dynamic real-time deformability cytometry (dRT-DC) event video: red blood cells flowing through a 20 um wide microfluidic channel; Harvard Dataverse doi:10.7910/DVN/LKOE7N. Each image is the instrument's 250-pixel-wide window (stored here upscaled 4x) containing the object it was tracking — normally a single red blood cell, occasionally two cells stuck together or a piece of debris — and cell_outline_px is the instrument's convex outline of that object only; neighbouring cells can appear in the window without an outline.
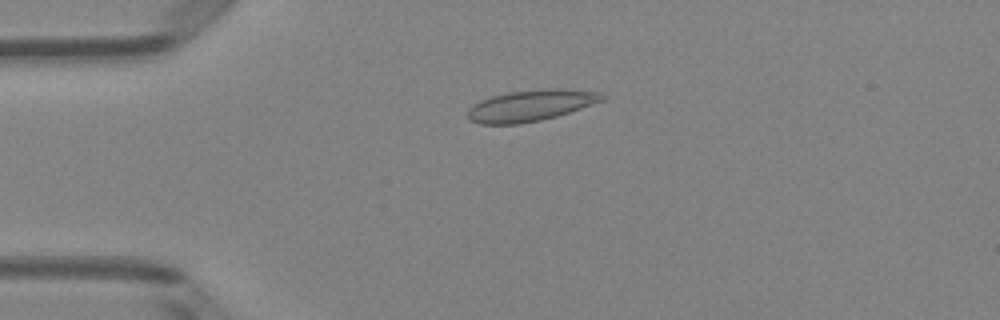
{"species": "Egyptian fruit bat (a non-hibernating species)", "species_latin": "Rousettus aegyptiacus", "temperature_condition": "room temperature", "stored_images_in_passage": 50, "camera_frame_rate_fps": 3000, "um_per_image_px": 0.085, "animal": {"sex": "female"}, "frame": {"image": 1, "passage_image": 12, "time_ms": 3.667, "image_size_px": [1000, 320], "cell_outline_px": [[604, 100], [556, 116], [540, 120], [520, 124], [480, 124], [468, 120], [468, 108], [480, 100], [492, 96], [508, 92], [544, 88], [560, 88], [600, 92], [604, 96]], "centroid_in_image_um": [45.07, 8.96], "position_along_channel_um": 39.9, "area_um2": 24.45}}
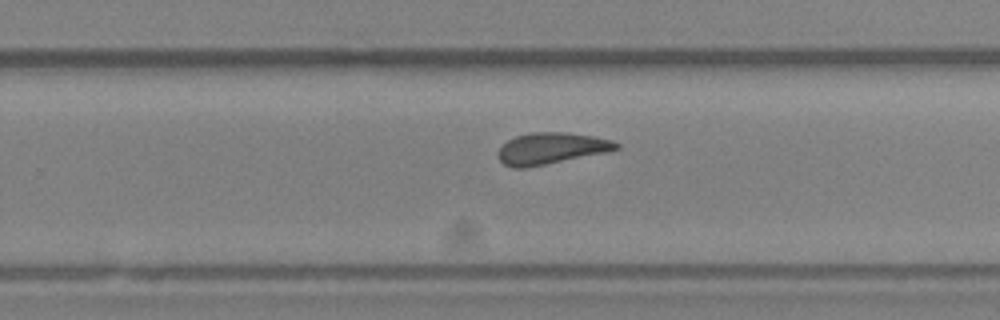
{"frame": {"image": 2, "passage_image": 32, "time_ms": 10.333, "image_size_px": [1000, 320], "cell_outline_px": [[620, 148], [608, 152], [528, 168], [512, 168], [504, 164], [496, 156], [496, 152], [508, 140], [516, 136], [532, 132], [568, 132], [592, 136], [612, 140], [620, 144]], "centroid_in_image_um": [46.84, 12.62], "position_along_channel_um": 283.0, "area_um2": 21.91}}
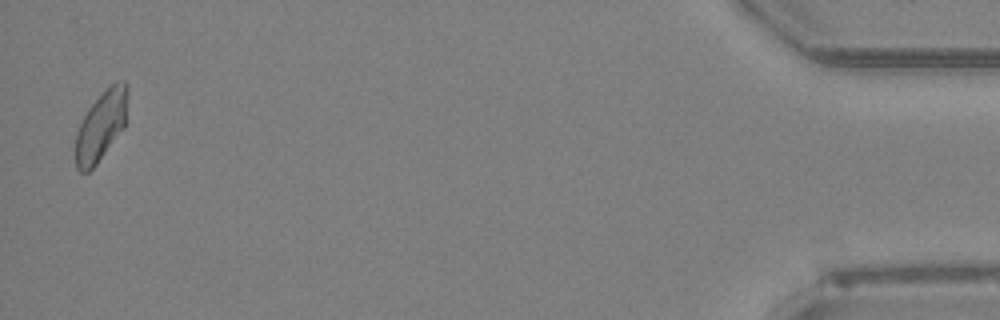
{"frame": {"image": 3, "passage_image": 49, "time_ms": 16.0, "image_size_px": [1000, 320], "cell_outline_px": [[128, 96], [124, 128], [96, 164], [88, 172], [80, 172], [76, 168], [76, 132], [88, 108], [116, 80], [124, 80], [128, 84]], "centroid_in_image_um": [8.61, 10.68], "position_along_channel_um": 426.6, "area_um2": 20.92}, "authors_computed_cell_mechanics": {"area_um2": 21.9062, "velocity_mm_per_s": 4.0923, "shape_relaxation_time_tau1_ms": null, "shape_relaxation_time_tau2_ms": 1.1054, "deformation_change_tau1": null, "deformation_change_tau2": 0.0619}}